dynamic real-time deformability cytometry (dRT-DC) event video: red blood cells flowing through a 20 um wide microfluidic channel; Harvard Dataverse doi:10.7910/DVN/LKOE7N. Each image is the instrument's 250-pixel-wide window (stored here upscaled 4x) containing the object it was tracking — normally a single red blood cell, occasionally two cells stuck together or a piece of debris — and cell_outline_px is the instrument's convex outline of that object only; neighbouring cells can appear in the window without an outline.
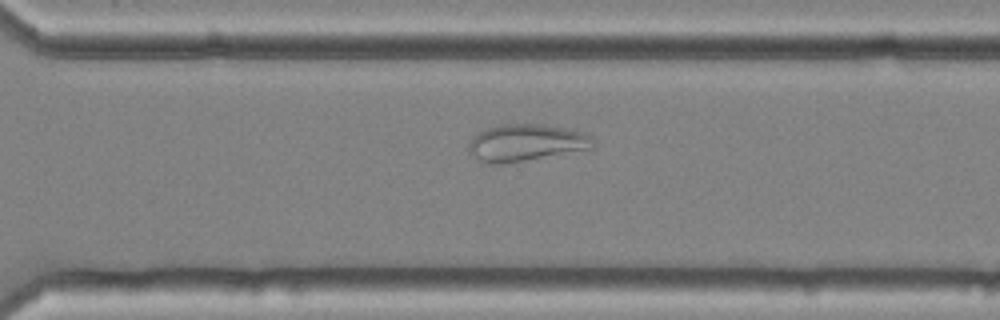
{"species": "common noctule bat (a hibernating species)", "species_latin": "Nyctalus noctula", "temperature_condition": "cold", "stored_images_in_passage": 48, "camera_frame_rate_fps": 3000, "um_per_image_px": 0.085, "animal": {"sex": "female", "body_mass_g": 25.1}, "frame": {"image": 1, "passage_image": 32, "time_ms": 10.333, "image_size_px": [1000, 320], "cell_outline_px": [[596, 144], [592, 148], [504, 164], [492, 164], [476, 160], [468, 152], [468, 144], [472, 136], [476, 132], [484, 128], [500, 124], [544, 124], [584, 132], [592, 136]], "centroid_in_image_um": [44.65, 12.12], "position_along_channel_um": 325.9, "area_um2": 27.17}}
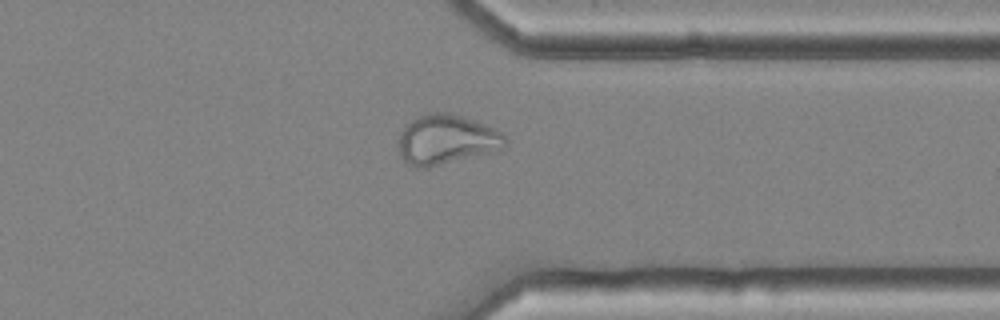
{"frame": {"image": 2, "passage_image": 36, "time_ms": 11.667, "image_size_px": [1000, 320], "cell_outline_px": [[508, 144], [504, 148], [428, 168], [416, 168], [408, 164], [400, 156], [400, 132], [416, 116], [428, 112], [448, 112], [464, 116], [484, 124], [500, 132], [508, 140]], "centroid_in_image_um": [37.94, 11.86], "position_along_channel_um": 373.5, "area_um2": 30.81}}